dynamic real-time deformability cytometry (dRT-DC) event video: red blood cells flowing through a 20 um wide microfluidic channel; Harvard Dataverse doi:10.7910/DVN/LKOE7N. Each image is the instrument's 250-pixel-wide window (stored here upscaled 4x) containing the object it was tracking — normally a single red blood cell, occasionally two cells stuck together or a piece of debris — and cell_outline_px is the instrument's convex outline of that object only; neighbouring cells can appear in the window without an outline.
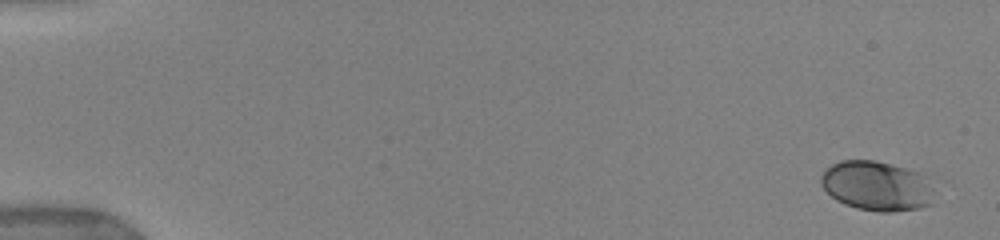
{"species": "human", "species_latin": "Homo sapiens", "temperature_condition": "warm", "stored_images_in_passage": 37, "camera_frame_rate_fps": 3000, "um_per_image_px": 0.085, "donor": {"sex": "female"}, "frame": {"image": 1, "passage_image": 1, "time_ms": 0.0, "image_size_px": [1000, 240], "cell_outline_px": [[932, 188], [928, 204], [920, 208], [892, 212], [880, 212], [856, 208], [844, 204], [836, 200], [820, 184], [820, 176], [832, 164], [840, 160], [876, 160], [892, 164], [920, 172], [924, 176]], "centroid_in_image_um": [74.47, 15.79], "position_along_channel_um": 10.5, "area_um2": 32.6}}
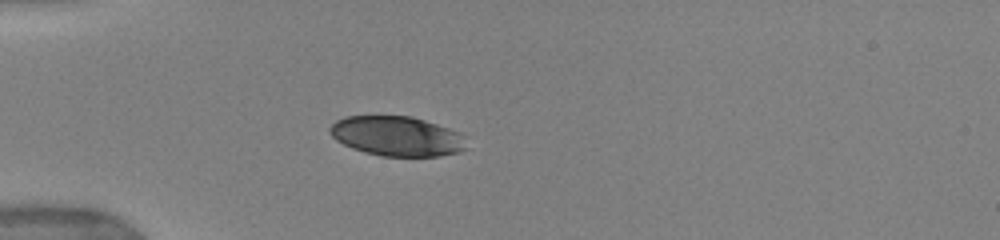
{"frame": {"image": 2, "passage_image": 11, "time_ms": 4.667, "image_size_px": [1000, 240], "cell_outline_px": [[468, 148], [460, 152], [440, 156], [384, 156], [364, 152], [352, 148], [336, 140], [328, 132], [328, 128], [336, 120], [344, 116], [412, 116], [460, 132], [468, 136]], "centroid_in_image_um": [33.79, 11.57], "position_along_channel_um": 51.2, "area_um2": 32.08}}
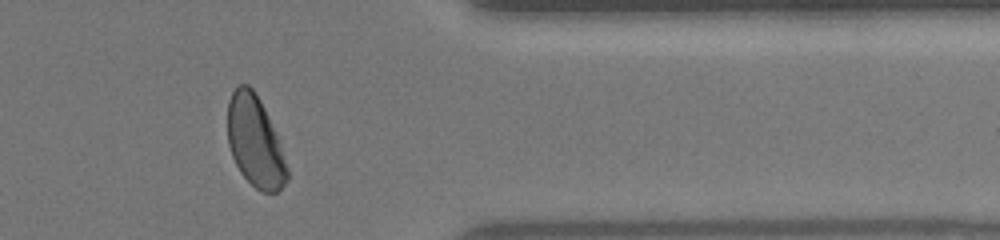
{"frame": {"image": 3, "passage_image": 32, "time_ms": 14.0, "image_size_px": [1000, 240], "cell_outline_px": [[288, 180], [276, 192], [260, 192], [240, 172], [232, 156], [228, 144], [228, 100], [232, 92], [240, 84], [248, 84], [252, 88], [264, 108], [276, 132], [288, 168]], "centroid_in_image_um": [21.68, 12.04], "position_along_channel_um": 389.7, "area_um2": 31.33}, "authors_computed_cell_mechanics": {"area_um2": 33.524, "velocity_mm_per_s": 3.9307, "shape_relaxation_time_tau1_ms": 2.5759, "shape_relaxation_time_tau2_ms": null, "deformation_change_tau1": 0.1335, "deformation_change_tau2": null}}